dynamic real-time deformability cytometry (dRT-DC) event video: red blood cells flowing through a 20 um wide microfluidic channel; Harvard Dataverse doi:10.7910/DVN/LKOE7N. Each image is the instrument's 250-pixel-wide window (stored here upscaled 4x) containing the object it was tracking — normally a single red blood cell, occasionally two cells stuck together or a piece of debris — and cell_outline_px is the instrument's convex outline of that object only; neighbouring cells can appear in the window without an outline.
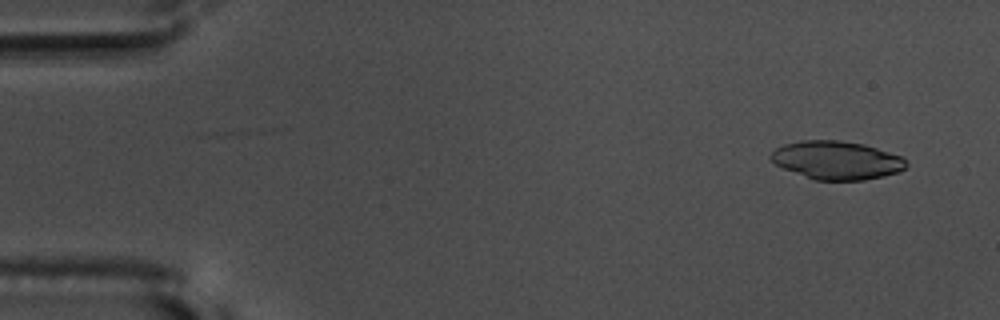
{"species": "common noctule bat (a hibernating species)", "species_latin": "Nyctalus noctula", "temperature_condition": "warm", "stored_images_in_passage": 54, "camera_frame_rate_fps": 3000, "um_per_image_px": 0.085, "animal": {"sex": "male", "body_mass_g": 17.5, "forearm_length_mm": 52.3}, "frame": {"image": 1, "passage_image": 3, "time_ms": 0.667, "image_size_px": [1000, 320], "cell_outline_px": [[908, 164], [904, 168], [896, 172], [884, 176], [864, 180], [816, 180], [784, 168], [776, 164], [772, 160], [772, 152], [776, 148], [784, 144], [800, 140], [840, 140], [864, 144], [900, 156]], "centroid_in_image_um": [71.12, 13.61], "position_along_channel_um": 13.9, "area_um2": 29.82}}